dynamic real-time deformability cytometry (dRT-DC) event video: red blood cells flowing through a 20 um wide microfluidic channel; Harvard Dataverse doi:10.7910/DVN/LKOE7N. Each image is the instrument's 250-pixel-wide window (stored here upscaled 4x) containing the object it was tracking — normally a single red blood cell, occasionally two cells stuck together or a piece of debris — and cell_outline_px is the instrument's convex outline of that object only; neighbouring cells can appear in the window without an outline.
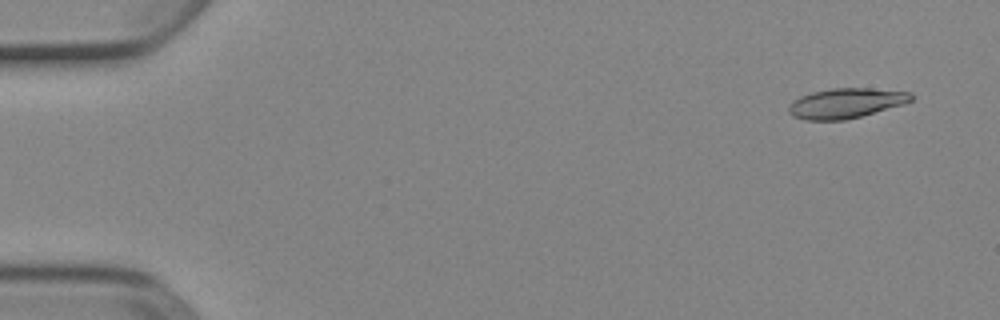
{"species": "Egyptian fruit bat (a non-hibernating species)", "species_latin": "Rousettus aegyptiacus", "temperature_condition": "cold", "stored_images_in_passage": 7, "camera_frame_rate_fps": 3000, "um_per_image_px": 0.085, "animal": {"sex": "female"}, "frame": {"image": 1, "passage_image": 1, "time_ms": 0.0, "image_size_px": [1000, 320], "cell_outline_px": [[916, 96], [912, 100], [904, 104], [860, 116], [844, 120], [808, 120], [792, 116], [788, 112], [788, 108], [792, 100], [800, 96], [812, 92], [832, 88], [868, 88], [912, 92]], "centroid_in_image_um": [71.91, 8.76], "position_along_channel_um": 13.1, "area_um2": 21.44}}
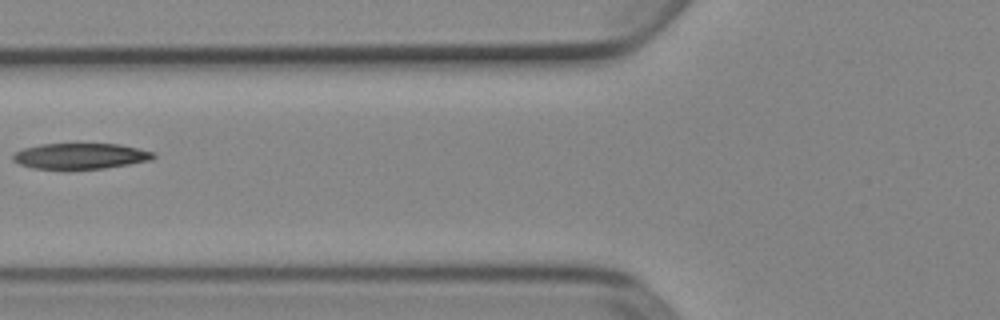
{"frame": {"image": 2, "passage_image": 6, "time_ms": 1.667, "image_size_px": [1000, 320], "cell_outline_px": [[156, 156], [152, 160], [104, 168], [68, 172], [32, 168], [20, 164], [12, 160], [12, 156], [16, 152], [24, 148], [40, 144], [120, 144], [156, 152]], "centroid_in_image_um": [6.82, 13.3], "position_along_channel_um": 119.0, "area_um2": 21.91}}
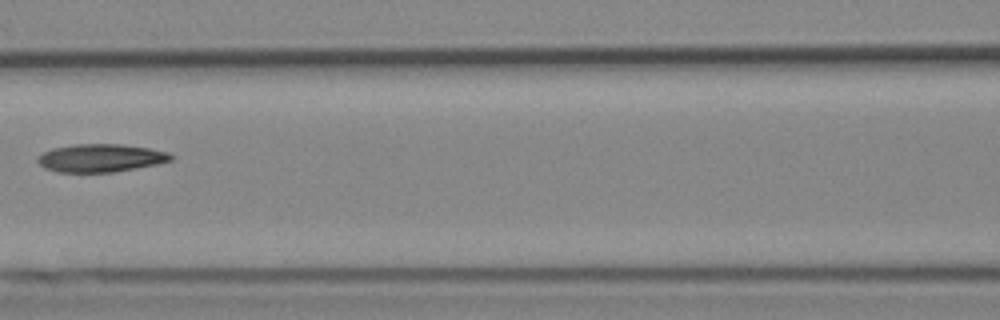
{"frame": {"image": 3, "passage_image": 7, "time_ms": 2.0, "image_size_px": [1000, 320], "cell_outline_px": [[172, 160], [156, 164], [136, 168], [112, 172], [56, 172], [44, 168], [36, 160], [44, 152], [52, 148], [72, 144], [120, 144], [148, 148], [168, 152], [172, 156]], "centroid_in_image_um": [8.53, 13.43], "position_along_channel_um": 158.1, "area_um2": 21.62}}